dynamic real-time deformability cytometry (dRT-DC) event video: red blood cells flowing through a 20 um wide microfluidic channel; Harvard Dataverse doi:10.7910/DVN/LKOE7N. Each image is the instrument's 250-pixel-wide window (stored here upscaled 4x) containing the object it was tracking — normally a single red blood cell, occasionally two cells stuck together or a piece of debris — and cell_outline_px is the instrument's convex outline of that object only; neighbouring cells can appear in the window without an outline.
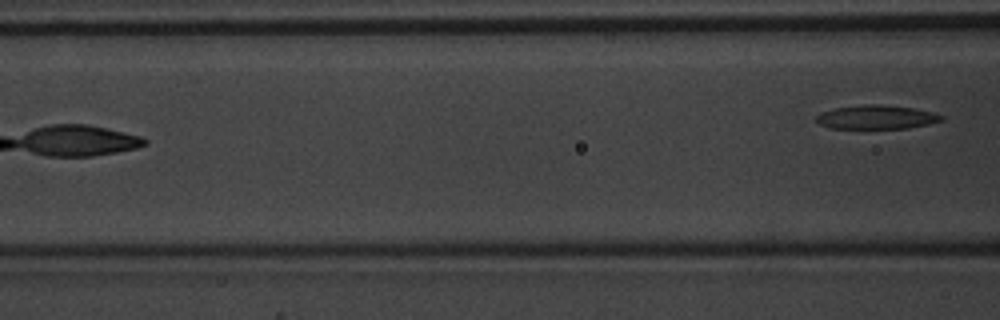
{"species": "common noctule bat (a hibernating species)", "species_latin": "Nyctalus noctula", "temperature_condition": "warm", "stored_images_in_passage": 6, "camera_frame_rate_fps": 3000, "um_per_image_px": 0.085, "animal": {"sex": "male", "body_mass_g": 20.1, "forearm_length_mm": 53.5}, "frame": {"image": 1, "passage_image": 6, "time_ms": 1.667, "image_size_px": [1000, 320], "cell_outline_px": [[944, 120], [928, 124], [908, 128], [828, 128], [820, 124], [816, 120], [816, 116], [820, 112], [836, 108], [872, 104], [880, 104], [912, 108], [932, 112], [944, 116]], "centroid_in_image_um": [74.5, 9.96], "position_along_channel_um": 92.1, "area_um2": 17.22}}